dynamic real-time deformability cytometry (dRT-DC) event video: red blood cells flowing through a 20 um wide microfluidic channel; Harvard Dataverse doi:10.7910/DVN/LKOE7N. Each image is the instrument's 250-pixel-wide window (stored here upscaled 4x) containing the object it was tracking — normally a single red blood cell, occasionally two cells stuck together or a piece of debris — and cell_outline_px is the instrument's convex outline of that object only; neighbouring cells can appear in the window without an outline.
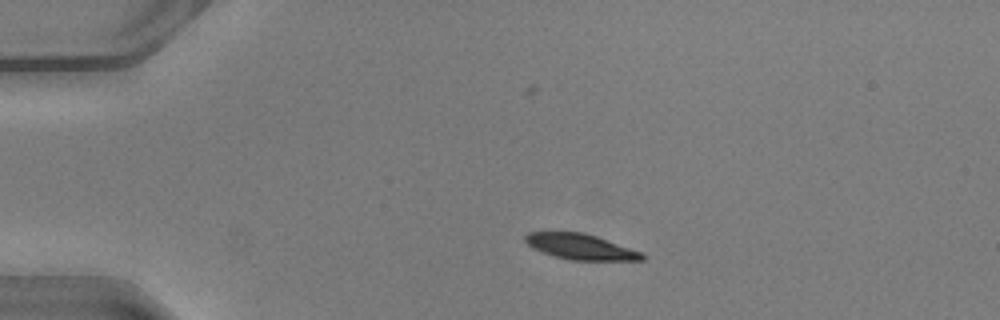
{"species": "common noctule bat (a hibernating species)", "species_latin": "Nyctalus noctula", "temperature_condition": "warm", "stored_images_in_passage": 40, "camera_frame_rate_fps": 3000, "um_per_image_px": 0.085, "animal": {"sex": "male", "body_mass_g": 20.5, "forearm_length_mm": 52.5}, "frame": {"image": 1, "passage_image": 1, "time_ms": 0.0, "image_size_px": [1000, 320], "cell_outline_px": [[644, 260], [572, 260], [556, 256], [532, 248], [524, 240], [524, 236], [528, 232], [584, 232], [644, 252]], "centroid_in_image_um": [49.37, 20.96], "position_along_channel_um": 35.6, "area_um2": 17.34}}
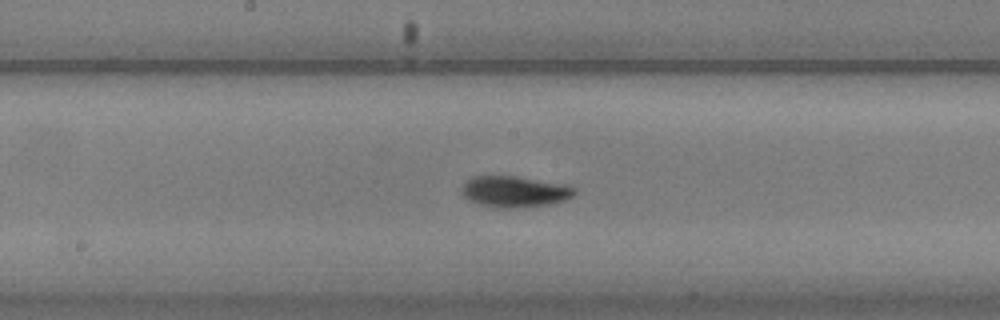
{"frame": {"image": 2, "passage_image": 17, "time_ms": 5.333, "image_size_px": [1000, 320], "cell_outline_px": [[576, 192], [572, 196], [564, 200], [548, 204], [516, 208], [496, 208], [480, 204], [464, 196], [464, 184], [472, 176], [516, 176], [568, 184], [576, 188]], "centroid_in_image_um": [43.81, 16.28], "position_along_channel_um": 204.4, "area_um2": 20.29}}
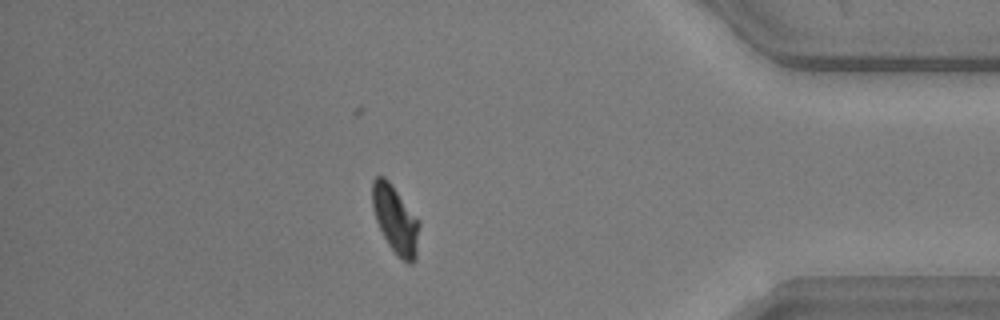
{"frame": {"image": 3, "passage_image": 34, "time_ms": 11.0, "image_size_px": [1000, 320], "cell_outline_px": [[420, 224], [416, 260], [412, 264], [408, 264], [396, 256], [388, 244], [376, 220], [372, 208], [372, 180], [376, 176], [384, 176], [388, 180], [420, 220]], "centroid_in_image_um": [33.63, 18.69], "position_along_channel_um": 401.6, "area_um2": 18.79}, "authors_computed_cell_mechanics": {"area_um2": 19.6231, "velocity_mm_per_s": 4.0589, "shape_relaxation_time_tau1_ms": 2.1122, "shape_relaxation_time_tau2_ms": 1.5361, "deformation_change_tau1": 0.1463, "deformation_change_tau2": 0.0544}}